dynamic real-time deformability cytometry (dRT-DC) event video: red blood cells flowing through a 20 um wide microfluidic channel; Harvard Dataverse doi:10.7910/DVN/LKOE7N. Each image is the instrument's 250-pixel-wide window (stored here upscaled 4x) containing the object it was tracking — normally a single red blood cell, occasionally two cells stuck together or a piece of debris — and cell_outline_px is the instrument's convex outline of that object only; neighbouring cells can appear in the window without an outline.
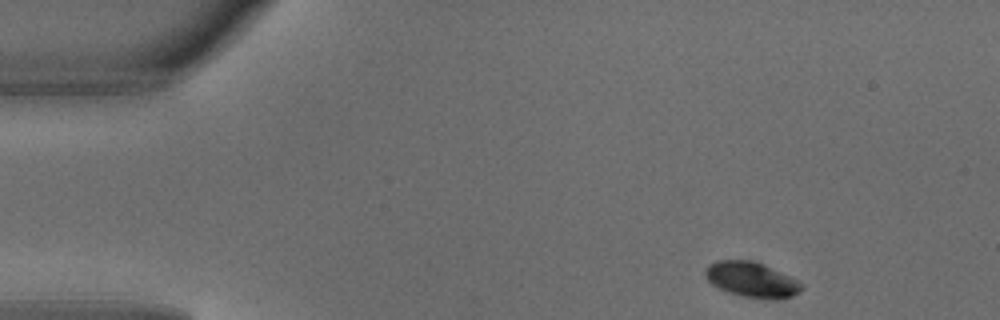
{"species": "common noctule bat (a hibernating species)", "species_latin": "Nyctalus noctula", "temperature_condition": "warm", "stored_images_in_passage": 3, "camera_frame_rate_fps": 3000, "um_per_image_px": 0.085, "animal": {"sex": "male", "body_mass_g": 18.8}, "frame": {"image": 1, "passage_image": 1, "time_ms": 0.0, "image_size_px": [1000, 320], "cell_outline_px": [[804, 288], [792, 296], [776, 300], [772, 300], [744, 296], [728, 292], [712, 284], [704, 276], [704, 272], [708, 264], [716, 260], [752, 260], [788, 276], [796, 280]], "centroid_in_image_um": [63.84, 23.77], "position_along_channel_um": 21.2, "area_um2": 19.48}}